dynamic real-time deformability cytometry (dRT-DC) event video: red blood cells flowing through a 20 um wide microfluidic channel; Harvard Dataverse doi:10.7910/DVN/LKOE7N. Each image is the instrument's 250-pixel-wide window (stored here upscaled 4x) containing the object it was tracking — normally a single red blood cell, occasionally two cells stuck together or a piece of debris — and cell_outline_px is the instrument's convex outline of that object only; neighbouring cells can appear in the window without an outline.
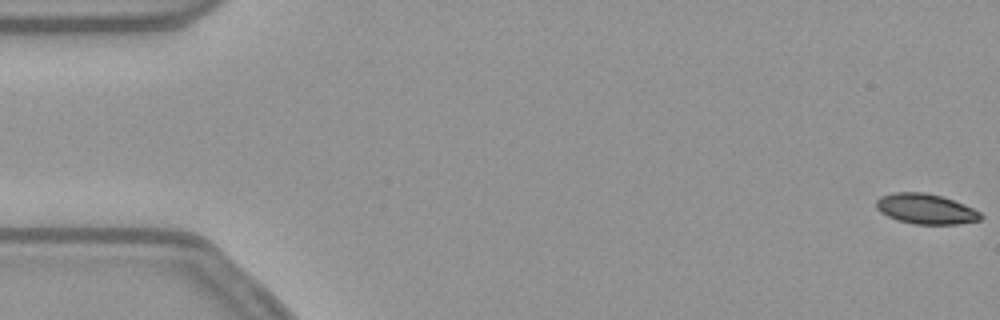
{"species": "common noctule bat (a hibernating species)", "species_latin": "Nyctalus noctula", "temperature_condition": "warm", "stored_images_in_passage": 55, "camera_frame_rate_fps": 3000, "um_per_image_px": 0.085, "animal": {"sex": "female", "body_mass_g": 21.9}, "frame": {"image": 1, "passage_image": 1, "time_ms": 0.0, "image_size_px": [1000, 320], "cell_outline_px": [[984, 216], [980, 220], [956, 224], [912, 224], [896, 220], [880, 212], [876, 208], [876, 200], [880, 196], [892, 192], [924, 192], [940, 196], [964, 204], [980, 212]], "centroid_in_image_um": [78.66, 17.76], "position_along_channel_um": 6.3, "area_um2": 18.44}}
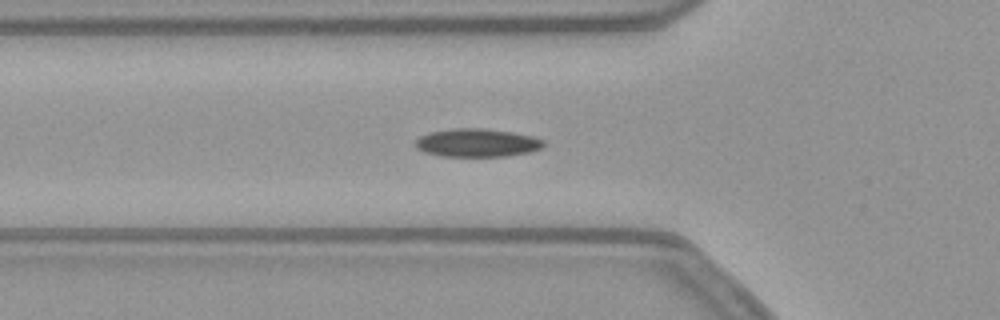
{"frame": {"image": 2, "passage_image": 19, "time_ms": 6.0, "image_size_px": [1000, 320], "cell_outline_px": [[544, 148], [528, 152], [508, 156], [440, 156], [424, 152], [416, 148], [416, 140], [420, 136], [428, 132], [456, 128], [484, 128], [512, 132], [532, 136], [544, 140]], "centroid_in_image_um": [40.55, 12.13], "position_along_channel_um": 85.2, "area_um2": 21.15}}
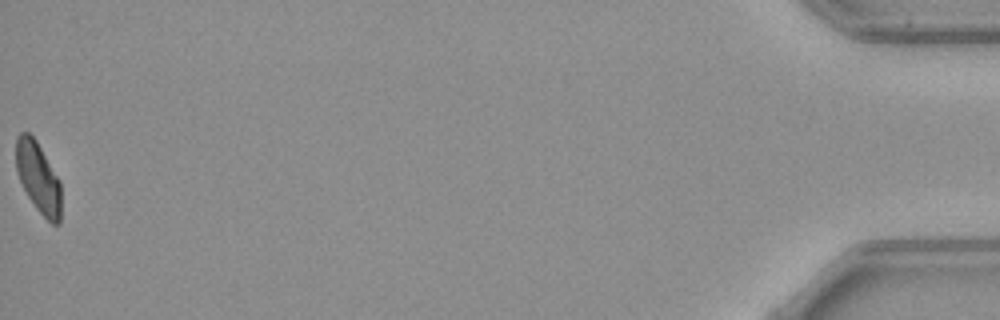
{"frame": {"image": 3, "passage_image": 55, "time_ms": 18.0, "image_size_px": [1000, 320], "cell_outline_px": [[60, 224], [52, 224], [36, 208], [28, 196], [20, 180], [16, 168], [16, 136], [20, 132], [28, 132], [36, 140], [60, 180]], "centroid_in_image_um": [3.25, 15.07], "position_along_channel_um": 432.0, "area_um2": 18.38}, "authors_computed_cell_mechanics": {"area_um2": 19.7676, "velocity_mm_per_s": 3.796, "shape_relaxation_time_tau1_ms": 9.5605, "shape_relaxation_time_tau2_ms": null, "deformation_change_tau1": 0.1919, "deformation_change_tau2": null}}